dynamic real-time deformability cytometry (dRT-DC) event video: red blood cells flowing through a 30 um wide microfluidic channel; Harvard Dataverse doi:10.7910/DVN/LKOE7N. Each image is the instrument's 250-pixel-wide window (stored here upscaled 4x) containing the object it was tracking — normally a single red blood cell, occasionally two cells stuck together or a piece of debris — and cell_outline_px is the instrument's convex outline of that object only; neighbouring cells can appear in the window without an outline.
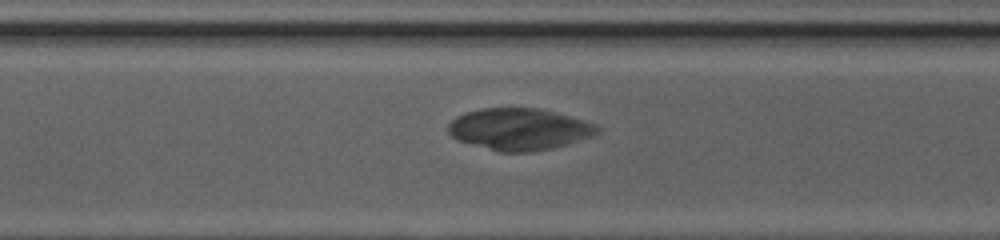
{"species": "common noctule bat (a hibernating species)", "species_latin": "Nyctalus noctula", "temperature_condition": "cold", "stored_images_in_passage": 35, "camera_frame_rate_fps": 3000, "um_per_image_px": 0.085, "animal": {"sex": "female", "body_mass_g": 20.0, "forearm_length_mm": 54.0}, "frame": {"image": 1, "passage_image": 22, "time_ms": 7.0, "image_size_px": [1000, 240], "cell_outline_px": [[600, 132], [592, 136], [552, 148], [532, 152], [496, 152], [456, 140], [448, 132], [448, 124], [456, 116], [464, 112], [484, 108], [540, 108], [584, 120], [596, 124], [600, 128]], "centroid_in_image_um": [44.1, 10.98], "position_along_channel_um": 326.5, "area_um2": 36.47}}
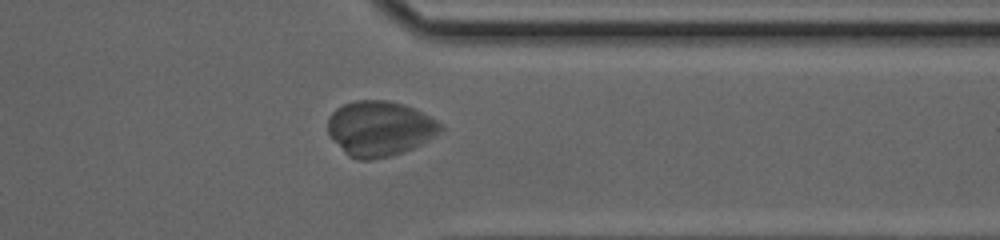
{"frame": {"image": 2, "passage_image": 26, "time_ms": 8.333, "image_size_px": [1000, 240], "cell_outline_px": [[444, 128], [436, 136], [412, 148], [388, 156], [372, 160], [356, 160], [348, 156], [332, 140], [328, 132], [328, 116], [336, 108], [344, 104], [356, 100], [388, 100], [404, 104], [436, 120]], "centroid_in_image_um": [32.23, 10.92], "position_along_channel_um": 379.2, "area_um2": 36.13}}